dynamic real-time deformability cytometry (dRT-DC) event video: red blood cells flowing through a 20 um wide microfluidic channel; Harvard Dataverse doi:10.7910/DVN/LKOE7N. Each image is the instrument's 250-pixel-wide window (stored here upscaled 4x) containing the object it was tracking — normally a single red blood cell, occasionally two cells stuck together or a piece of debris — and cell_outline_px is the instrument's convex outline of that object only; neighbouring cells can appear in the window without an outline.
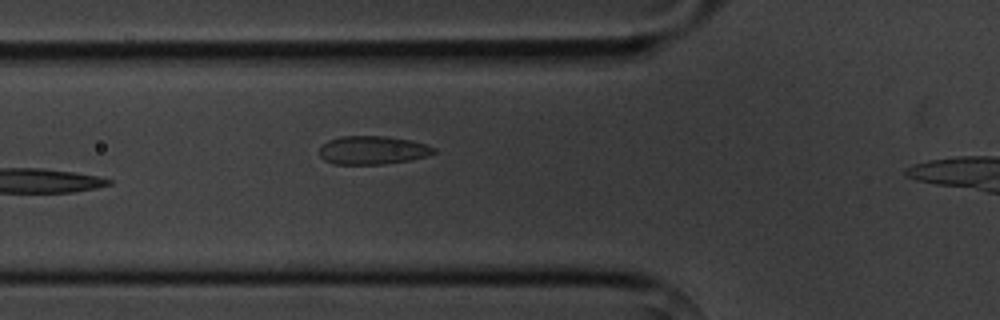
{"species": "common noctule bat (a hibernating species)", "species_latin": "Nyctalus noctula", "temperature_condition": "cold", "stored_images_in_passage": 6, "camera_frame_rate_fps": 3000, "um_per_image_px": 0.085, "animal": {"sex": "male", "body_mass_g": 20.1, "forearm_length_mm": 53.5}, "frame": {"image": 1, "passage_image": 5, "time_ms": 5.333, "image_size_px": [1000, 320], "cell_outline_px": [[436, 152], [428, 156], [412, 160], [384, 164], [332, 164], [324, 160], [320, 156], [320, 148], [328, 140], [340, 136], [388, 136], [412, 140], [436, 148]], "centroid_in_image_um": [31.7, 12.76], "position_along_channel_um": 94.1, "area_um2": 19.13}}